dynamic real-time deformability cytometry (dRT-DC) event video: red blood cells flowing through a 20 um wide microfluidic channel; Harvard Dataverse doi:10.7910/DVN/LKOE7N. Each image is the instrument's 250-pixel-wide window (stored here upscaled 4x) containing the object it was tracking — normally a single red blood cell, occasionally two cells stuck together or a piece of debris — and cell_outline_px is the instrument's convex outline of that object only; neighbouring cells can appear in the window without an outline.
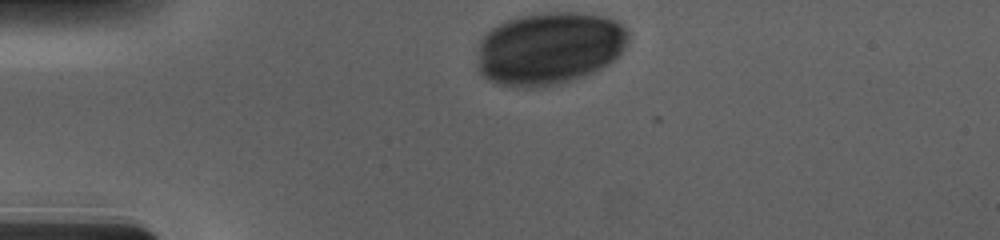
{"species": "human", "species_latin": "Homo sapiens", "temperature_condition": "cold", "stored_images_in_passage": 34, "camera_frame_rate_fps": 3000, "um_per_image_px": 0.085, "donor": {"sex": "male"}, "frame": {"image": 1, "passage_image": 1, "time_ms": 0.0, "image_size_px": [1000, 240], "cell_outline_px": [[628, 40], [624, 48], [608, 64], [592, 72], [544, 88], [520, 88], [496, 84], [488, 80], [480, 72], [480, 40], [492, 28], [508, 20], [520, 16], [548, 12], [576, 12], [604, 16], [616, 20], [628, 32]], "centroid_in_image_um": [46.69, 4.11], "position_along_channel_um": 38.3, "area_um2": 63.46}}